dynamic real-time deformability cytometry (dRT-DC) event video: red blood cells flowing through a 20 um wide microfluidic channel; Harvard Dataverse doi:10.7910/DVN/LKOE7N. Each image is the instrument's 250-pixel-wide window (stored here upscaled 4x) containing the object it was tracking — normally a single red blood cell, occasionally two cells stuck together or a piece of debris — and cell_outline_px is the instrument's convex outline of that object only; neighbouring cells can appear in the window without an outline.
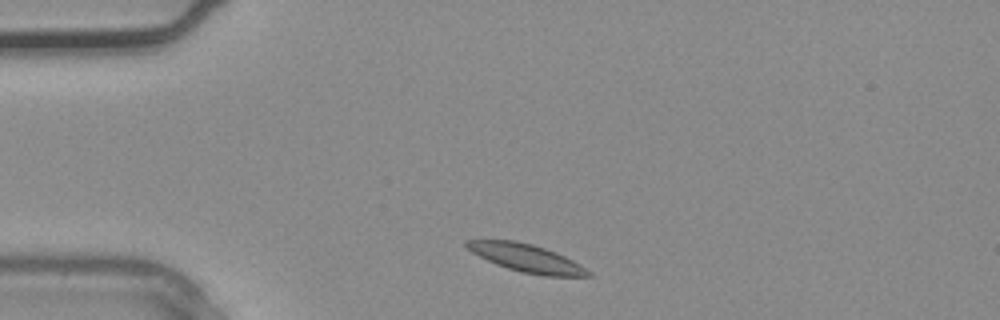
{"species": "common noctule bat (a hibernating species)", "species_latin": "Nyctalus noctula", "temperature_condition": "warm", "stored_images_in_passage": 4, "segment_of_instrument_passage": [2, 2], "camera_frame_rate_fps": 3000, "um_per_image_px": 0.085, "animal": {"sex": "male", "body_mass_g": 20.4}, "frame": {"image": 1, "passage_image": 4, "time_ms": 1.0, "image_size_px": [1000, 320], "cell_outline_px": [[592, 276], [544, 276], [520, 272], [496, 264], [472, 252], [464, 244], [464, 240], [516, 240], [532, 244], [556, 252], [580, 264], [592, 272]], "centroid_in_image_um": [44.77, 21.94], "position_along_channel_um": 40.2, "area_um2": 19.65}}